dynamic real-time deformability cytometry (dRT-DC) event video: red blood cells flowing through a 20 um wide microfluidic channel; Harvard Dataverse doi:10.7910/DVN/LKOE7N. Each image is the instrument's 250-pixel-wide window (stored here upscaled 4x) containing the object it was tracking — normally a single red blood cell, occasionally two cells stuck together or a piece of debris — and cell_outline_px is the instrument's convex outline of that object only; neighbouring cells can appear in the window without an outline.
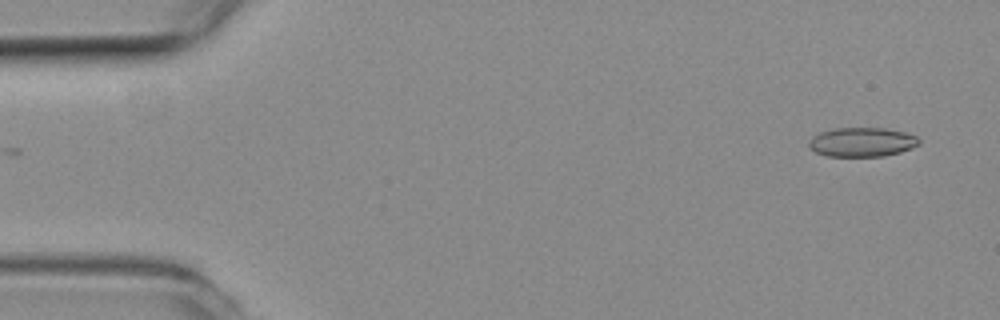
{"species": "common noctule bat (a hibernating species)", "species_latin": "Nyctalus noctula", "temperature_condition": "room temperature", "stored_images_in_passage": 5, "camera_frame_rate_fps": 3000, "um_per_image_px": 0.085, "animal": {"sex": "female", "body_mass_g": 19.3, "forearm_length_mm": 54.1}, "frame": {"image": 1, "passage_image": 1, "time_ms": 0.0, "image_size_px": [1000, 320], "cell_outline_px": [[920, 144], [912, 148], [900, 152], [884, 156], [828, 156], [816, 152], [808, 148], [808, 140], [812, 136], [820, 132], [836, 128], [884, 128], [904, 132], [916, 136], [920, 140]], "centroid_in_image_um": [73.25, 12.08], "position_along_channel_um": 11.7, "area_um2": 18.84}}